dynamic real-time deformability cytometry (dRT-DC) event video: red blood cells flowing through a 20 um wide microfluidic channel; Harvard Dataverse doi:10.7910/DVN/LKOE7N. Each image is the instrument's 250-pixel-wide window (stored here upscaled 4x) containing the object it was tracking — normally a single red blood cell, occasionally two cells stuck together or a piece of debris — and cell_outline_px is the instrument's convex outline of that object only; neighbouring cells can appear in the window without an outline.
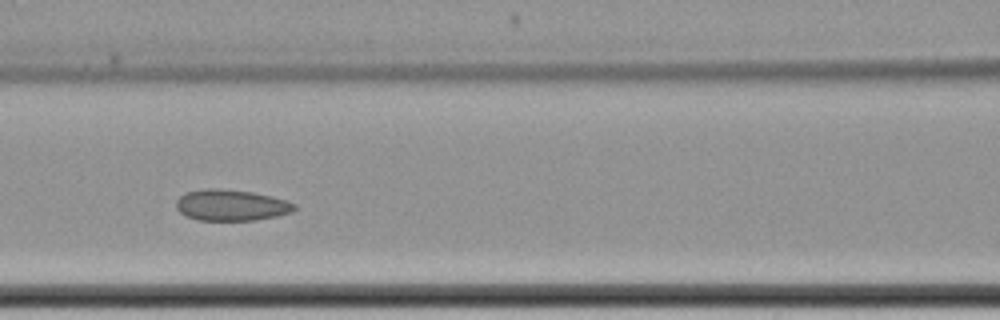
{"species": "common noctule bat (a hibernating species)", "species_latin": "Nyctalus noctula", "temperature_condition": "cold", "stored_images_in_passage": 9, "camera_frame_rate_fps": 3000, "um_per_image_px": 0.085, "animal": {"sex": "female", "body_mass_g": 22.7, "forearm_length_mm": 54.2}, "frame": {"image": 1, "passage_image": 6, "time_ms": 6.0, "image_size_px": [1000, 320], "cell_outline_px": [[296, 208], [292, 212], [276, 216], [256, 220], [196, 220], [180, 212], [176, 208], [176, 200], [184, 192], [204, 188], [220, 188], [252, 192], [272, 196], [288, 200], [296, 204]], "centroid_in_image_um": [19.65, 17.43], "position_along_channel_um": 146.9, "area_um2": 21.68}}
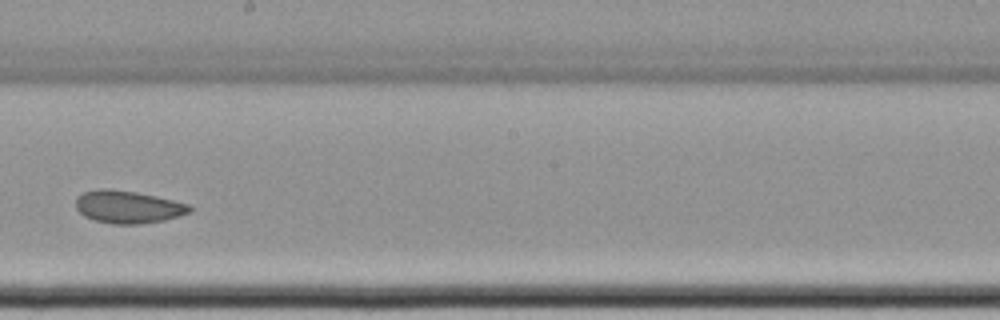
{"frame": {"image": 2, "passage_image": 8, "time_ms": 8.667, "image_size_px": [1000, 320], "cell_outline_px": [[192, 212], [164, 220], [140, 224], [112, 224], [96, 220], [84, 216], [76, 208], [76, 196], [84, 192], [100, 188], [108, 188], [136, 192], [156, 196], [188, 204], [192, 208]], "centroid_in_image_um": [10.87, 17.58], "position_along_channel_um": 237.3, "area_um2": 21.62}}
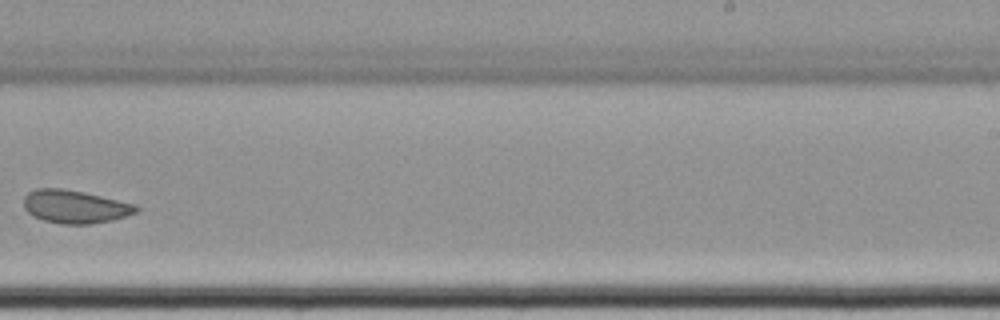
{"frame": {"image": 3, "passage_image": 9, "time_ms": 10.0, "image_size_px": [1000, 320], "cell_outline_px": [[140, 208], [136, 212], [112, 220], [92, 224], [60, 224], [44, 220], [32, 216], [24, 208], [24, 196], [28, 192], [36, 188], [64, 188], [84, 192], [136, 204]], "centroid_in_image_um": [6.35, 17.56], "position_along_channel_um": 282.6, "area_um2": 21.79}}